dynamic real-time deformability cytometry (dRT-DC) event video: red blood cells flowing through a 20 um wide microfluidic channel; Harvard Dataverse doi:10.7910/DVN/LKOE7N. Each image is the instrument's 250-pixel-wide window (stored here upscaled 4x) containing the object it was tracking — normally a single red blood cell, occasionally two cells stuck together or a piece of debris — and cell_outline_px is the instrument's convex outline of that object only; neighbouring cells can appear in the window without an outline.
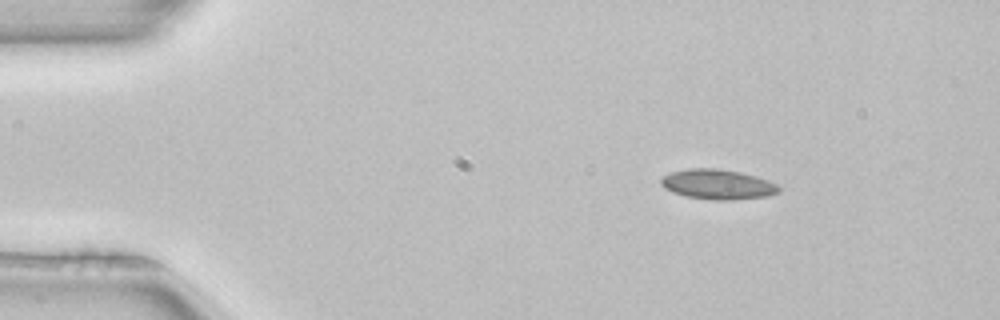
{"species": "common noctule bat (a hibernating species)", "species_latin": "Nyctalus noctula", "temperature_condition": "room temperature", "stored_images_in_passage": 45, "camera_frame_rate_fps": 3000, "um_per_image_px": 0.085, "animal": {"sex": "female", "body_mass_g": 22.7, "forearm_length_mm": 54.2}, "frame": {"image": 1, "passage_image": 1, "time_ms": 0.0, "image_size_px": [1000, 320], "cell_outline_px": [[780, 192], [768, 196], [732, 200], [716, 200], [688, 196], [672, 192], [664, 188], [660, 184], [660, 176], [672, 172], [688, 168], [716, 168], [740, 172], [756, 176], [768, 180], [776, 184], [780, 188]], "centroid_in_image_um": [60.99, 15.66], "position_along_channel_um": 24.0, "area_um2": 20.63}}
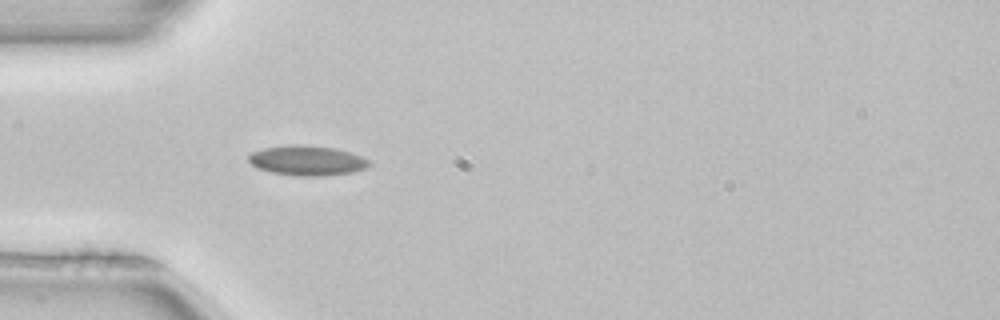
{"frame": {"image": 2, "passage_image": 9, "time_ms": 2.667, "image_size_px": [1000, 320], "cell_outline_px": [[372, 164], [364, 168], [352, 172], [324, 176], [296, 176], [272, 172], [256, 168], [248, 160], [248, 156], [252, 152], [264, 148], [292, 144], [304, 144], [332, 148], [352, 152], [368, 160]], "centroid_in_image_um": [26.09, 13.64], "position_along_channel_um": 58.9, "area_um2": 21.04}}
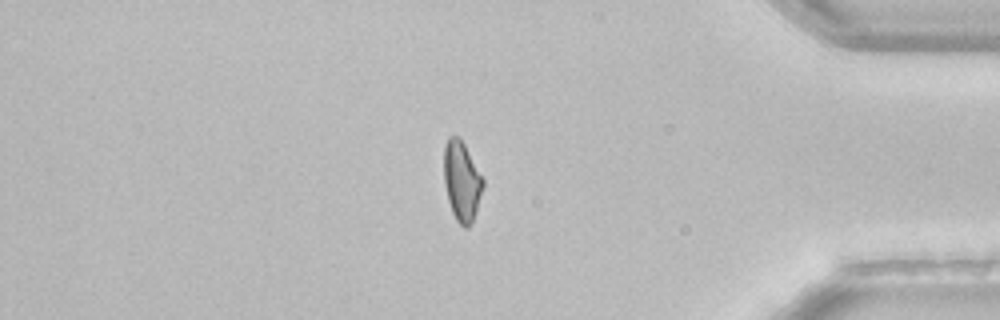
{"frame": {"image": 3, "passage_image": 37, "time_ms": 12.0, "image_size_px": [1000, 320], "cell_outline_px": [[484, 188], [476, 212], [468, 228], [464, 228], [456, 220], [452, 212], [448, 200], [444, 184], [444, 144], [448, 136], [460, 136], [484, 180]], "centroid_in_image_um": [39.24, 15.38], "position_along_channel_um": 396.0, "area_um2": 18.32}}